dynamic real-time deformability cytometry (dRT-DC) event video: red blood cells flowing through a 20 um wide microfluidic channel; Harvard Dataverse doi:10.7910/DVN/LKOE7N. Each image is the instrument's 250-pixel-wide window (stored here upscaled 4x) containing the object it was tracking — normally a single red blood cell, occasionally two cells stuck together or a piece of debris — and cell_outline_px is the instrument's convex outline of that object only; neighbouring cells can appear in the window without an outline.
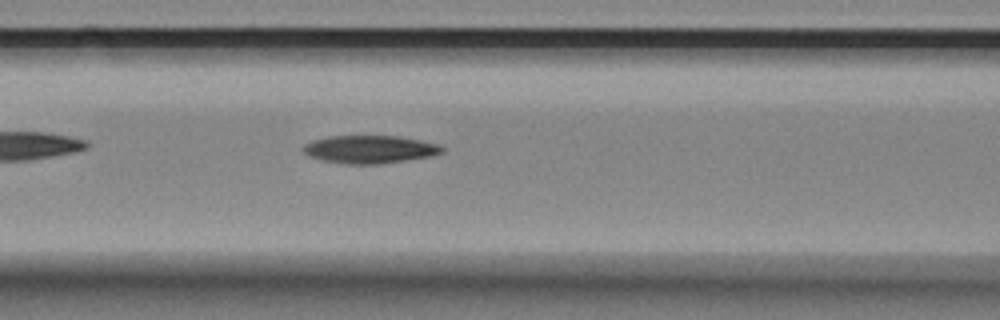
{"species": "Egyptian fruit bat (a non-hibernating species)", "species_latin": "Rousettus aegyptiacus", "temperature_condition": "room temperature", "stored_images_in_passage": 5, "camera_frame_rate_fps": 3000, "um_per_image_px": 0.085, "animal": {"sex": "female"}, "frame": {"image": 1, "passage_image": 5, "time_ms": 5.333, "image_size_px": [1000, 320], "cell_outline_px": [[444, 152], [432, 156], [376, 164], [348, 164], [324, 160], [308, 156], [300, 148], [304, 144], [312, 140], [328, 136], [400, 136], [440, 144], [444, 148]], "centroid_in_image_um": [31.42, 12.68], "position_along_channel_um": 135.2, "area_um2": 22.6}}